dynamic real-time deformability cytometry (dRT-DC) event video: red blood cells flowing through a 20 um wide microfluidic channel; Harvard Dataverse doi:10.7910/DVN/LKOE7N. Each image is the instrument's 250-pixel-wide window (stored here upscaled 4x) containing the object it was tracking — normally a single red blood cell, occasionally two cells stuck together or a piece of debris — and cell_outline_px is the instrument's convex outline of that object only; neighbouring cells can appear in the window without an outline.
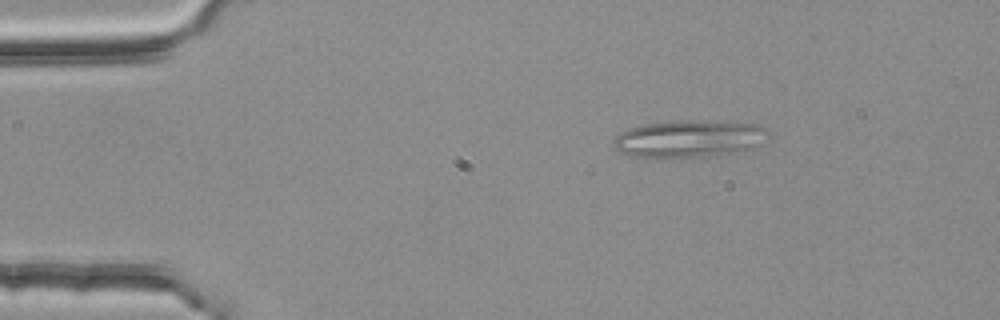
{"species": "common noctule bat (a hibernating species)", "species_latin": "Nyctalus noctula", "temperature_condition": "room temperature", "stored_images_in_passage": 5, "camera_frame_rate_fps": 3000, "um_per_image_px": 0.085, "animal": {"sex": "female", "body_mass_g": 25.1}, "frame": {"image": 1, "passage_image": 3, "time_ms": 0.667, "image_size_px": [1000, 320], "cell_outline_px": [[768, 132], [752, 148], [728, 152], [700, 156], [632, 156], [620, 152], [616, 148], [616, 136], [620, 132], [628, 128], [644, 124], [760, 124]], "centroid_in_image_um": [58.47, 11.83], "position_along_channel_um": 26.5, "area_um2": 30.4}}